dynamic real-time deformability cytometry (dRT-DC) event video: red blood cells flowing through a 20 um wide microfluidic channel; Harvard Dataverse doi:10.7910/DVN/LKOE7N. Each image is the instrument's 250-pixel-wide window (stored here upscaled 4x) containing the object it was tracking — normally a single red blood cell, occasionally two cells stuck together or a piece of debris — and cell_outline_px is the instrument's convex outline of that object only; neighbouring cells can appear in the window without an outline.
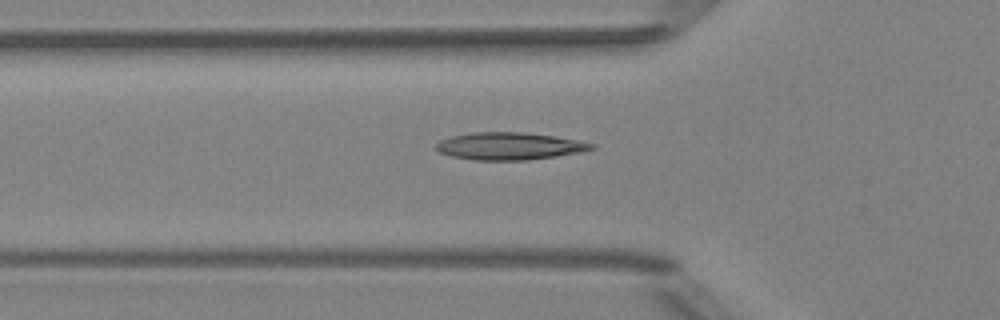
{"species": "Egyptian fruit bat (a non-hibernating species)", "species_latin": "Rousettus aegyptiacus", "temperature_condition": "room temperature", "stored_images_in_passage": 41, "camera_frame_rate_fps": 3000, "um_per_image_px": 0.085, "animal": {"sex": "female"}, "frame": {"image": 1, "passage_image": 11, "time_ms": 3.333, "image_size_px": [1000, 320], "cell_outline_px": [[596, 148], [580, 152], [556, 156], [528, 160], [476, 160], [452, 156], [440, 152], [432, 148], [440, 140], [452, 136], [472, 132], [524, 132], [552, 136], [576, 140], [596, 144]], "centroid_in_image_um": [43.27, 12.42], "position_along_channel_um": 82.5, "area_um2": 24.74}}
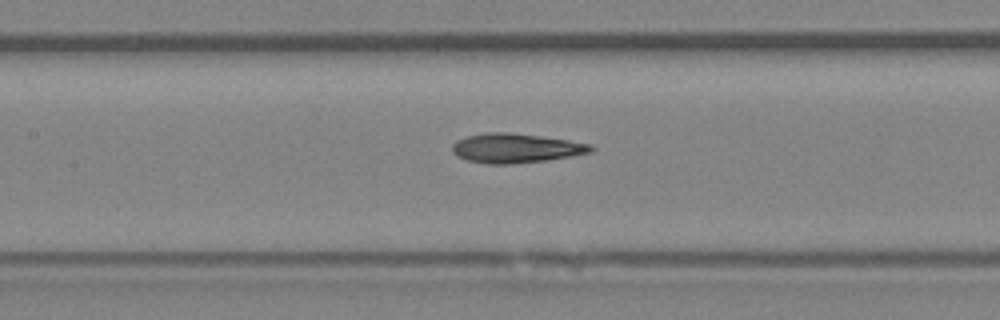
{"frame": {"image": 2, "passage_image": 17, "time_ms": 5.333, "image_size_px": [1000, 320], "cell_outline_px": [[596, 148], [592, 152], [572, 156], [548, 160], [512, 164], [488, 164], [468, 160], [456, 156], [452, 152], [452, 144], [456, 140], [468, 136], [484, 132], [508, 132], [540, 136], [568, 140], [592, 144]], "centroid_in_image_um": [43.85, 12.59], "position_along_channel_um": 163.5, "area_um2": 23.93}}
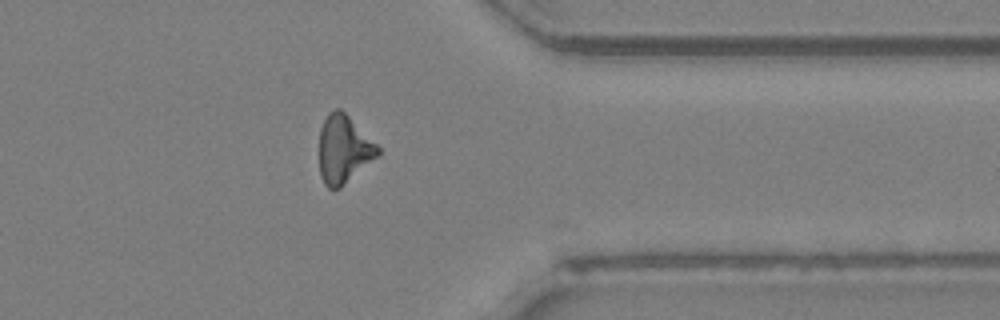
{"frame": {"image": 3, "passage_image": 34, "time_ms": 11.0, "image_size_px": [1000, 320], "cell_outline_px": [[380, 156], [340, 188], [328, 188], [324, 184], [320, 176], [320, 128], [328, 112], [336, 108], [340, 108], [380, 148]], "centroid_in_image_um": [29.22, 12.71], "position_along_channel_um": 382.2, "area_um2": 23.18}}